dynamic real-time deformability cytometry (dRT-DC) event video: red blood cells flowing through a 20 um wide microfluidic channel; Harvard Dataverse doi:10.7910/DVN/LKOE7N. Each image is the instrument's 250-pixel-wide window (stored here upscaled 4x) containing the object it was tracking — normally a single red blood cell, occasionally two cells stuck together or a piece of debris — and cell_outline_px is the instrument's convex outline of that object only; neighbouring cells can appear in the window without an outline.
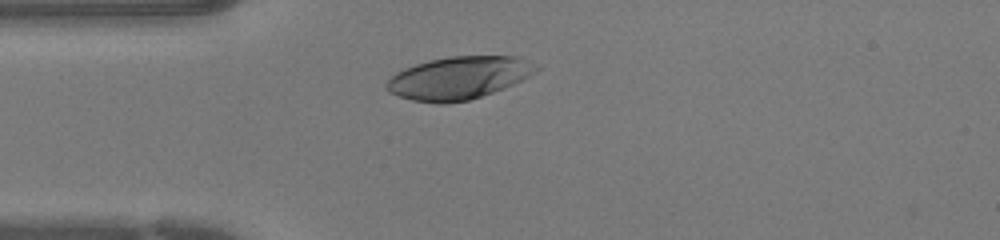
{"species": "human", "species_latin": "Homo sapiens", "temperature_condition": "warm", "stored_images_in_passage": 28, "camera_frame_rate_fps": 3000, "um_per_image_px": 0.085, "donor": {"sex": "female"}, "frame": {"image": 1, "passage_image": 1, "time_ms": 0.0, "image_size_px": [1000, 240], "cell_outline_px": [[540, 68], [528, 76], [504, 88], [468, 100], [448, 104], [436, 104], [412, 100], [388, 92], [384, 88], [384, 84], [396, 72], [404, 68], [416, 64], [432, 60], [452, 56], [516, 56], [540, 64]], "centroid_in_image_um": [38.98, 6.62], "position_along_channel_um": 46.0, "area_um2": 37.22}}
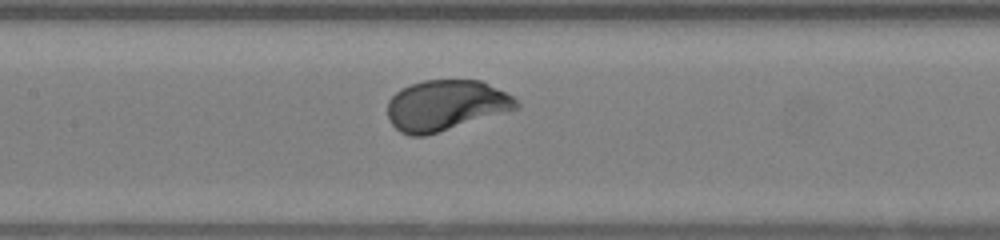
{"frame": {"image": 2, "passage_image": 10, "time_ms": 3.0, "image_size_px": [1000, 240], "cell_outline_px": [[520, 108], [424, 136], [408, 136], [400, 132], [392, 124], [388, 116], [388, 100], [400, 88], [408, 84], [424, 80], [480, 80], [512, 96], [520, 104]], "centroid_in_image_um": [37.86, 8.95], "position_along_channel_um": 169.5, "area_um2": 37.86}}
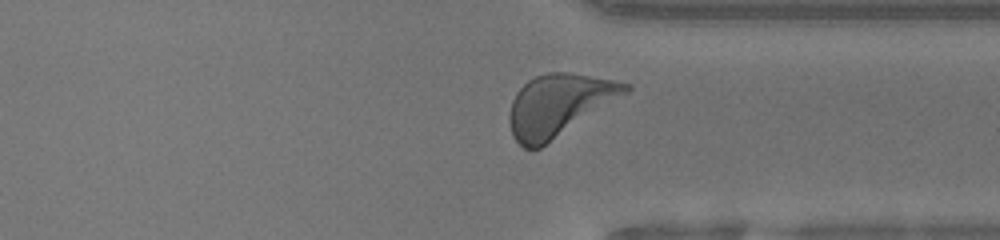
{"frame": {"image": 3, "passage_image": 23, "time_ms": 7.333, "image_size_px": [1000, 240], "cell_outline_px": [[632, 88], [628, 92], [540, 148], [524, 148], [512, 136], [508, 120], [508, 116], [512, 100], [516, 92], [528, 80], [536, 76], [548, 72], [568, 72], [612, 80], [632, 84]], "centroid_in_image_um": [47.46, 8.93], "position_along_channel_um": 363.9, "area_um2": 41.33}}